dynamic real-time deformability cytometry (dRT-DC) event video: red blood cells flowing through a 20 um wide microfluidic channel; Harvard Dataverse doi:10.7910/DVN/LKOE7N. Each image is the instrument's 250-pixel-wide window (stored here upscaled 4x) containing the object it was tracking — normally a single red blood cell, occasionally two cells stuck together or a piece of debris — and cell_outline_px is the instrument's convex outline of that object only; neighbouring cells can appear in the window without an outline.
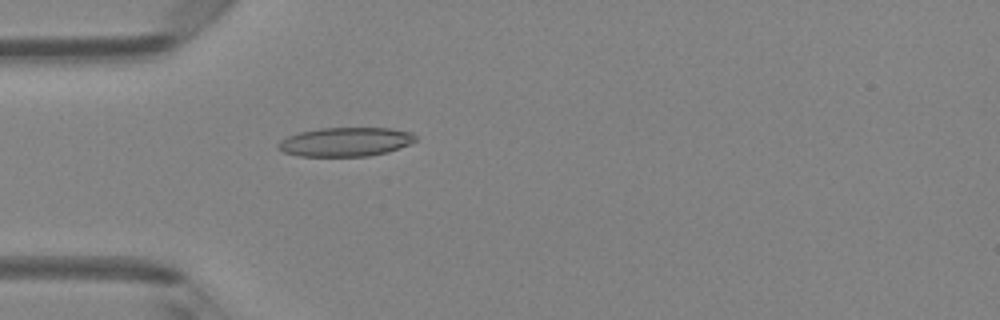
{"species": "Egyptian fruit bat (a non-hibernating species)", "species_latin": "Rousettus aegyptiacus", "temperature_condition": "room temperature", "stored_images_in_passage": 44, "camera_frame_rate_fps": 3000, "um_per_image_px": 0.085, "animal": {"sex": "female"}, "frame": {"image": 1, "passage_image": 10, "time_ms": 3.0, "image_size_px": [1000, 320], "cell_outline_px": [[416, 140], [400, 148], [388, 152], [368, 156], [300, 156], [284, 152], [276, 148], [276, 144], [280, 140], [288, 136], [300, 132], [320, 128], [392, 128], [412, 132], [416, 136]], "centroid_in_image_um": [29.36, 12.06], "position_along_channel_um": 55.6, "area_um2": 23.29}}
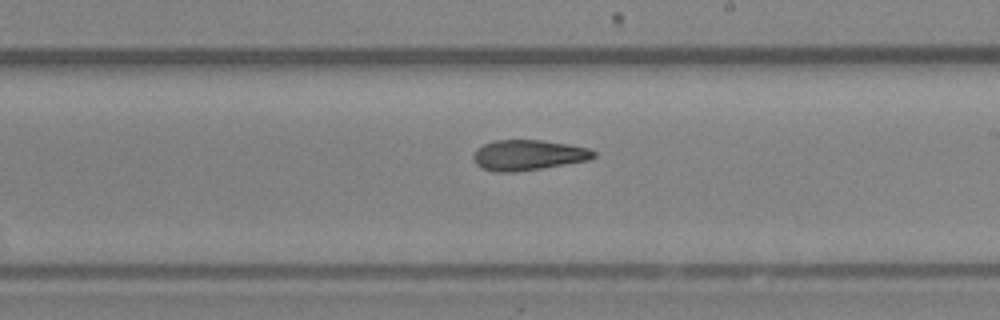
{"frame": {"image": 2, "passage_image": 24, "time_ms": 7.667, "image_size_px": [1000, 320], "cell_outline_px": [[596, 156], [588, 160], [516, 172], [496, 172], [480, 168], [476, 164], [472, 156], [476, 148], [484, 144], [496, 140], [540, 140], [568, 144], [588, 148], [596, 152]], "centroid_in_image_um": [44.86, 13.18], "position_along_channel_um": 244.1, "area_um2": 21.27}}
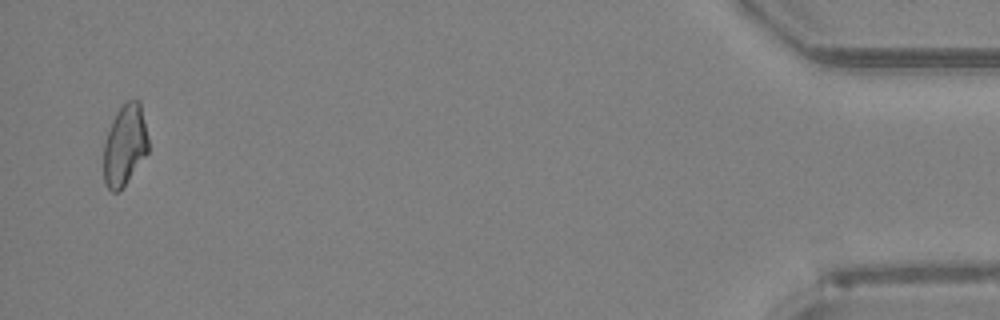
{"frame": {"image": 3, "passage_image": 43, "time_ms": 14.0, "image_size_px": [1000, 320], "cell_outline_px": [[148, 152], [120, 192], [112, 192], [108, 188], [104, 180], [104, 140], [112, 120], [116, 112], [128, 100], [140, 100], [148, 136]], "centroid_in_image_um": [10.61, 12.34], "position_along_channel_um": 424.6, "area_um2": 21.15}, "authors_computed_cell_mechanics": {"area_um2": 21.5594, "velocity_mm_per_s": 4.1791, "shape_relaxation_time_tau1_ms": null, "shape_relaxation_time_tau2_ms": 4.9639, "deformation_change_tau1": null, "deformation_change_tau2": 0.143}}